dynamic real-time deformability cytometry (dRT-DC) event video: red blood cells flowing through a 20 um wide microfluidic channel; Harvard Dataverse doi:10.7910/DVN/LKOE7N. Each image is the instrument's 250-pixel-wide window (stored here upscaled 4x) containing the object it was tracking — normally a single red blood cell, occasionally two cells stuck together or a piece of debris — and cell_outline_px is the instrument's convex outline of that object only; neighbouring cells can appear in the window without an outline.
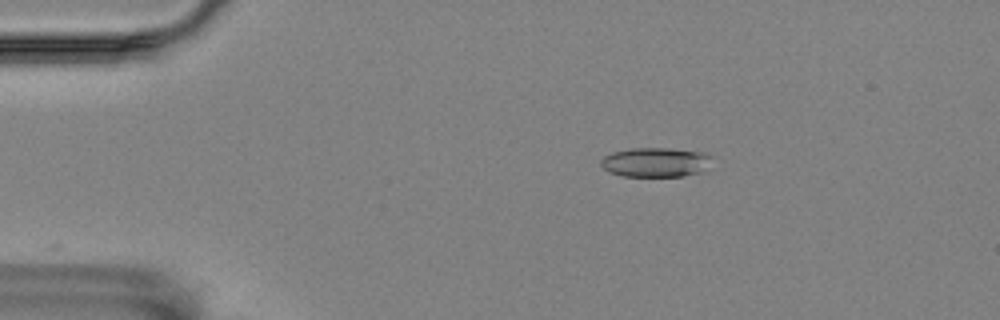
{"species": "Egyptian fruit bat (a non-hibernating species)", "species_latin": "Rousettus aegyptiacus", "temperature_condition": "room temperature", "stored_images_in_passage": 42, "camera_frame_rate_fps": 3000, "um_per_image_px": 0.085, "animal": {"sex": "female"}, "frame": {"image": 1, "passage_image": 2, "time_ms": 0.333, "image_size_px": [1000, 320], "cell_outline_px": [[712, 156], [704, 172], [680, 176], [624, 176], [608, 172], [600, 164], [600, 160], [604, 156], [612, 152], [632, 148], [664, 148], [700, 152]], "centroid_in_image_um": [55.69, 13.79], "position_along_channel_um": 29.3, "area_um2": 18.96}}
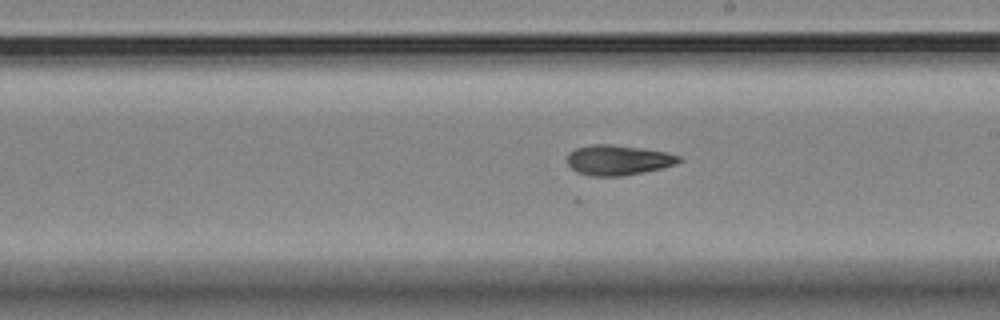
{"frame": {"image": 2, "passage_image": 24, "time_ms": 7.667, "image_size_px": [1000, 320], "cell_outline_px": [[684, 160], [676, 164], [644, 172], [620, 176], [588, 176], [576, 172], [568, 164], [568, 152], [576, 148], [592, 144], [612, 144], [640, 148], [664, 152], [680, 156]], "centroid_in_image_um": [52.52, 13.61], "position_along_channel_um": 236.5, "area_um2": 19.59}}
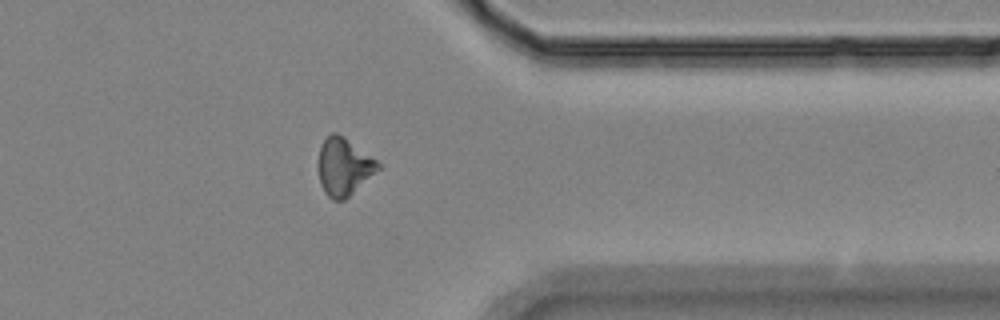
{"frame": {"image": 3, "passage_image": 37, "time_ms": 12.0, "image_size_px": [1000, 320], "cell_outline_px": [[380, 168], [344, 200], [332, 200], [324, 192], [320, 184], [320, 148], [324, 140], [332, 132], [336, 132], [344, 136], [376, 160], [380, 164]], "centroid_in_image_um": [29.23, 14.17], "position_along_channel_um": 382.2, "area_um2": 19.48}}